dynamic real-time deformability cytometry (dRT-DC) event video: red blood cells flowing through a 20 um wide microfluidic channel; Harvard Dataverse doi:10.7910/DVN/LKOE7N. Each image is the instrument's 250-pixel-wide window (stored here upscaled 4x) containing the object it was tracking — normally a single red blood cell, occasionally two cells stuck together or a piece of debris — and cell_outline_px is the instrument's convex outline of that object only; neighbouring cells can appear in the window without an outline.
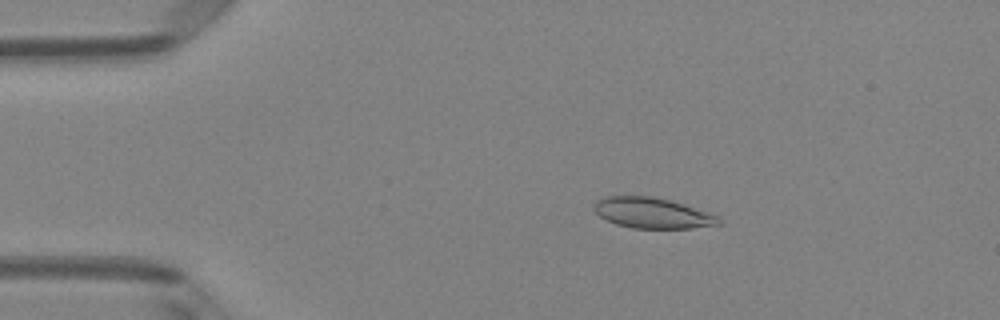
{"species": "Egyptian fruit bat (a non-hibernating species)", "species_latin": "Rousettus aegyptiacus", "temperature_condition": "room temperature", "stored_images_in_passage": 5, "camera_frame_rate_fps": 3000, "um_per_image_px": 0.085, "animal": {"sex": "female"}, "frame": {"image": 1, "passage_image": 2, "time_ms": 0.333, "image_size_px": [1000, 320], "cell_outline_px": [[724, 224], [692, 228], [632, 228], [616, 224], [600, 216], [592, 208], [592, 204], [596, 200], [604, 196], [652, 196], [684, 204], [720, 216], [724, 220]], "centroid_in_image_um": [55.48, 18.1], "position_along_channel_um": 29.5, "area_um2": 22.48}}
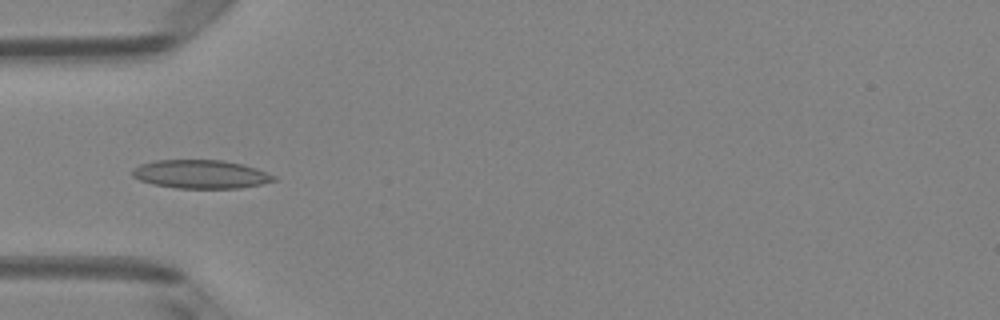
{"frame": {"image": 2, "passage_image": 4, "time_ms": 1.0, "image_size_px": [1000, 320], "cell_outline_px": [[280, 180], [240, 188], [176, 188], [152, 184], [140, 180], [132, 176], [132, 168], [140, 164], [156, 160], [224, 160], [244, 164], [256, 168], [276, 176]], "centroid_in_image_um": [17.08, 14.8], "position_along_channel_um": 67.9, "area_um2": 23.7}}
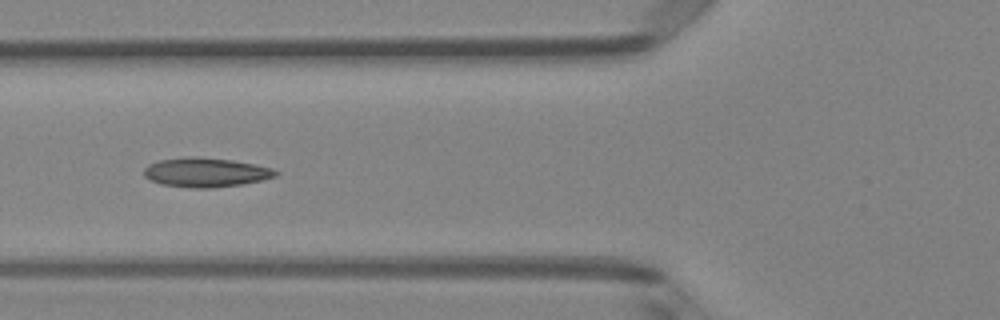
{"frame": {"image": 3, "passage_image": 5, "time_ms": 1.333, "image_size_px": [1000, 320], "cell_outline_px": [[280, 172], [276, 176], [260, 180], [240, 184], [212, 188], [192, 188], [160, 184], [144, 176], [144, 168], [148, 164], [160, 160], [192, 156], [196, 156], [232, 160], [272, 168]], "centroid_in_image_um": [17.47, 14.65], "position_along_channel_um": 108.3, "area_um2": 22.31}}